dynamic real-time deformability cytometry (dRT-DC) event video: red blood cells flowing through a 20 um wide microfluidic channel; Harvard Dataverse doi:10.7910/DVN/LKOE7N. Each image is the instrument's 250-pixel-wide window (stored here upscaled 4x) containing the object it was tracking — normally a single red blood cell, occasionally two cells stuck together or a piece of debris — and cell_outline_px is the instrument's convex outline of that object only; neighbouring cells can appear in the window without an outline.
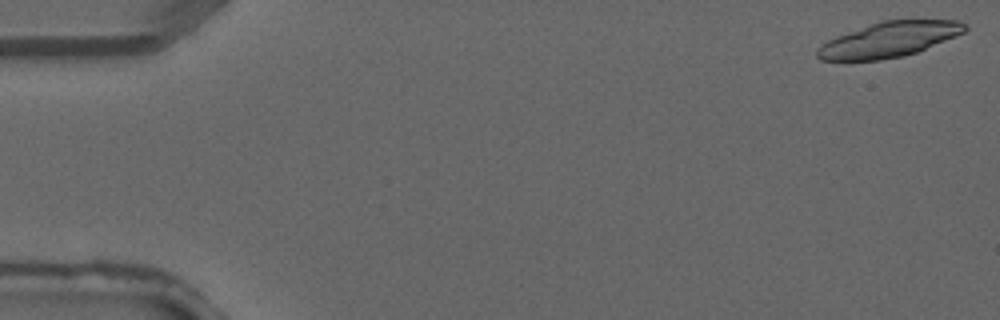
{"species": "common noctule bat (a hibernating species)", "species_latin": "Nyctalus noctula", "temperature_condition": "warm", "stored_images_in_passage": 3, "camera_frame_rate_fps": 3000, "um_per_image_px": 0.085, "animal": {"sex": "male", "forearm_length_mm": 52.5}, "frame": {"image": 1, "passage_image": 1, "time_ms": 0.0, "image_size_px": [1000, 320], "cell_outline_px": [[968, 28], [964, 32], [956, 36], [916, 52], [904, 56], [880, 60], [820, 60], [816, 56], [816, 48], [820, 44], [836, 36], [880, 20], [960, 20], [968, 24]], "centroid_in_image_um": [75.57, 3.36], "position_along_channel_um": 9.4, "area_um2": 30.29}}